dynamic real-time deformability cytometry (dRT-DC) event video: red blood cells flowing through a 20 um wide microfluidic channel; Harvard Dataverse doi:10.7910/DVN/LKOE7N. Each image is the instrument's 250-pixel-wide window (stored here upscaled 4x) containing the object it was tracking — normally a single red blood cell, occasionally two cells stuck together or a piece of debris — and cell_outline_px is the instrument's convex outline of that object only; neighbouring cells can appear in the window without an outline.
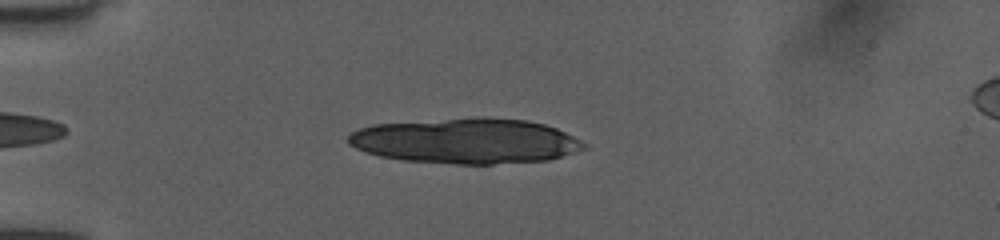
{"species": "human", "species_latin": "Homo sapiens", "temperature_condition": "room temperature", "stored_images_in_passage": 36, "camera_frame_rate_fps": 3000, "um_per_image_px": 0.085, "donor": {"sex": "female"}, "frame": {"image": 1, "passage_image": 3, "time_ms": 0.667, "image_size_px": [1000, 240], "cell_outline_px": [[588, 148], [548, 160], [492, 164], [456, 164], [404, 160], [380, 156], [356, 148], [348, 144], [348, 136], [352, 132], [360, 128], [372, 124], [476, 116], [480, 116], [528, 120], [544, 124], [556, 128], [588, 144]], "centroid_in_image_um": [39.62, 11.97], "position_along_channel_um": 45.4, "area_um2": 62.54}}